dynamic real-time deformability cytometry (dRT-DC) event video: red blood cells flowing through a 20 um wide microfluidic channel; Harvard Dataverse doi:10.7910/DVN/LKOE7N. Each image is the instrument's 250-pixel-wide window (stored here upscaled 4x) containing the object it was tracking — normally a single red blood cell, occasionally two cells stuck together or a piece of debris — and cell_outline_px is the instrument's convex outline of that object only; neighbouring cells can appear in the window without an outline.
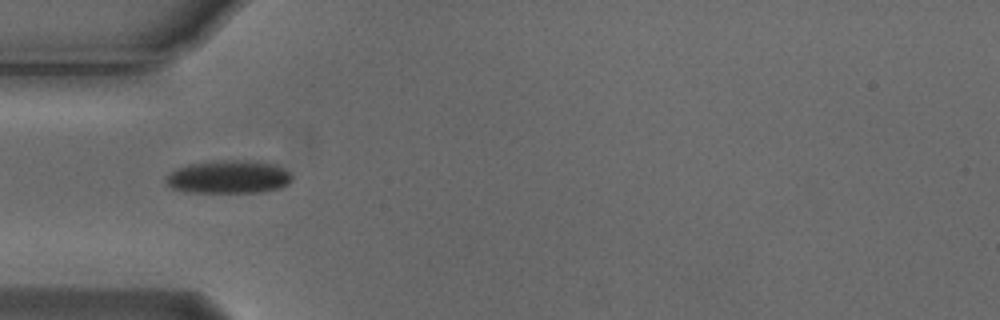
{"species": "Egyptian fruit bat (a non-hibernating species)", "species_latin": "Rousettus aegyptiacus", "temperature_condition": "cold", "stored_images_in_passage": 4, "camera_frame_rate_fps": 3000, "um_per_image_px": 0.085, "animal": {"sex": "male"}, "frame": {"image": 1, "passage_image": 4, "time_ms": 1.0, "image_size_px": [1000, 320], "cell_outline_px": [[292, 180], [288, 184], [280, 188], [260, 192], [184, 192], [172, 188], [164, 180], [168, 172], [176, 168], [188, 164], [212, 160], [256, 160], [276, 164], [284, 168], [292, 176]], "centroid_in_image_um": [19.42, 15.02], "position_along_channel_um": 65.6, "area_um2": 24.8}}